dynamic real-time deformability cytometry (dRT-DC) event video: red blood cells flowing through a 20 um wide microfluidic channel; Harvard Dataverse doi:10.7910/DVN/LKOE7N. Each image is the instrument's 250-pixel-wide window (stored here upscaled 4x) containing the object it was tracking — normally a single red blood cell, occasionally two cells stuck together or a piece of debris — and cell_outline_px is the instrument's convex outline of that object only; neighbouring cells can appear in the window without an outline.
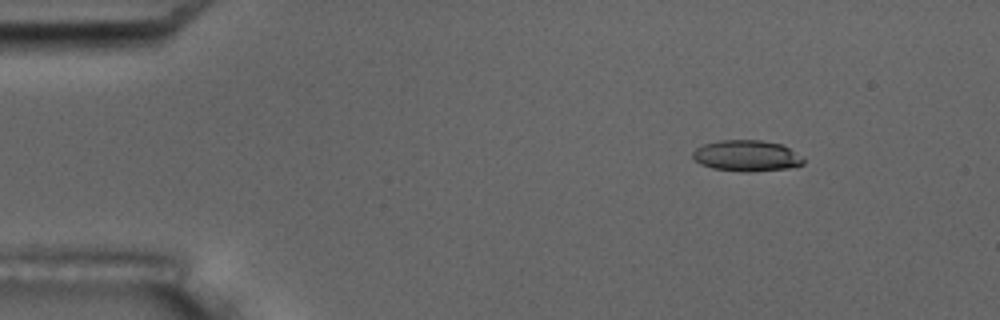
{"species": "common noctule bat (a hibernating species)", "species_latin": "Nyctalus noctula", "temperature_condition": "room temperature", "stored_images_in_passage": 11, "camera_frame_rate_fps": 3000, "um_per_image_px": 0.085, "animal": {"sex": "male", "body_mass_g": 17.5, "forearm_length_mm": 52.3}, "frame": {"image": 1, "passage_image": 2, "time_ms": 2.0, "image_size_px": [1000, 320], "cell_outline_px": [[804, 164], [788, 168], [712, 168], [700, 164], [692, 156], [692, 152], [696, 148], [704, 144], [720, 140], [760, 140], [784, 144], [804, 160]], "centroid_in_image_um": [63.44, 13.16], "position_along_channel_um": 21.6, "area_um2": 18.84}}
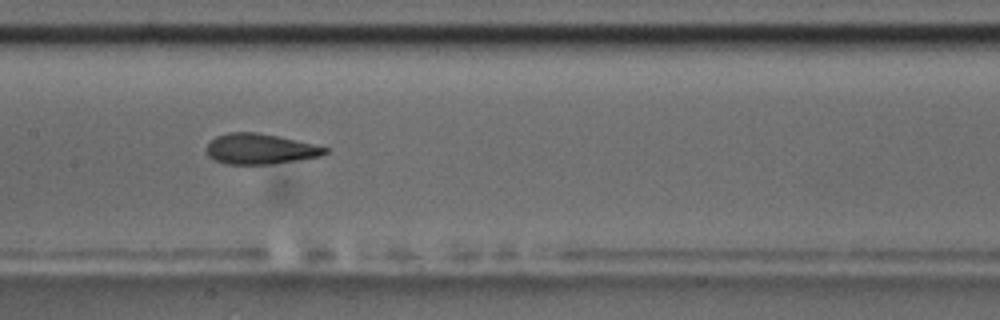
{"frame": {"image": 2, "passage_image": 8, "time_ms": 9.0, "image_size_px": [1000, 320], "cell_outline_px": [[328, 152], [320, 156], [300, 160], [268, 164], [224, 164], [208, 156], [204, 148], [216, 136], [228, 132], [256, 132], [296, 140], [328, 148]], "centroid_in_image_um": [22.07, 12.66], "position_along_channel_um": 185.3, "area_um2": 20.98}}